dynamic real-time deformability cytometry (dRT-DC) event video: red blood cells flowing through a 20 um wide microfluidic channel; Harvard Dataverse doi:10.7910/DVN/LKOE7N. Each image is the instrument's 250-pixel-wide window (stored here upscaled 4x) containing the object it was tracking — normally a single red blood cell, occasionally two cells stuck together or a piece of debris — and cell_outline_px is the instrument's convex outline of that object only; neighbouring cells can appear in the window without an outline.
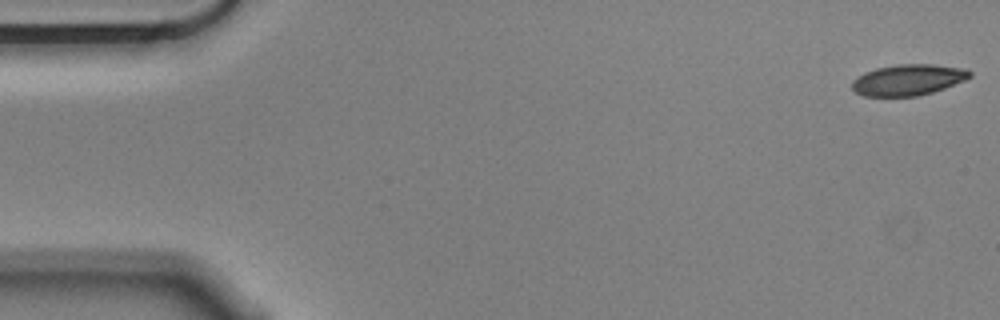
{"species": "Egyptian fruit bat (a non-hibernating species)", "species_latin": "Rousettus aegyptiacus", "temperature_condition": "cold", "stored_images_in_passage": 56, "camera_frame_rate_fps": 3000, "um_per_image_px": 0.085, "animal": {"sex": "male"}, "frame": {"image": 1, "passage_image": 1, "time_ms": 0.0, "image_size_px": [1000, 320], "cell_outline_px": [[972, 76], [964, 80], [944, 88], [932, 92], [916, 96], [864, 96], [856, 92], [852, 88], [852, 80], [864, 72], [876, 68], [896, 64], [932, 64], [968, 68], [972, 72]], "centroid_in_image_um": [77.2, 6.77], "position_along_channel_um": 7.8, "area_um2": 21.39}}
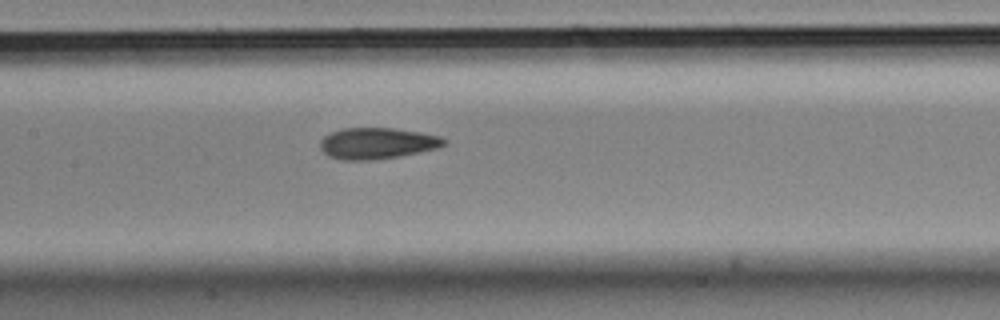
{"frame": {"image": 2, "passage_image": 26, "time_ms": 8.333, "image_size_px": [1000, 320], "cell_outline_px": [[448, 144], [440, 148], [400, 156], [372, 160], [344, 160], [328, 156], [320, 148], [320, 140], [324, 136], [332, 132], [344, 128], [392, 128], [420, 132], [440, 136], [448, 140]], "centroid_in_image_um": [32.1, 12.18], "position_along_channel_um": 175.3, "area_um2": 22.72}}
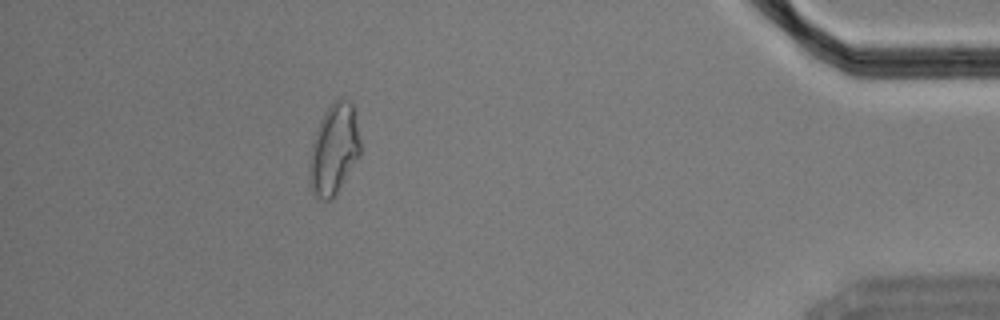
{"frame": {"image": 3, "passage_image": 50, "time_ms": 16.333, "image_size_px": [1000, 320], "cell_outline_px": [[360, 156], [332, 200], [316, 200], [308, 184], [308, 168], [312, 140], [316, 128], [324, 112], [332, 100], [348, 100], [352, 104], [356, 112], [360, 140]], "centroid_in_image_um": [28.36, 12.72], "position_along_channel_um": 406.8, "area_um2": 27.57}, "authors_computed_cell_mechanics": {"area_um2": 22.6576, "velocity_mm_per_s": 3.5505, "shape_relaxation_time_tau1_ms": 7.9767, "shape_relaxation_time_tau2_ms": 3.4047, "deformation_change_tau1": 0.1615, "deformation_change_tau2": 0.0732}}